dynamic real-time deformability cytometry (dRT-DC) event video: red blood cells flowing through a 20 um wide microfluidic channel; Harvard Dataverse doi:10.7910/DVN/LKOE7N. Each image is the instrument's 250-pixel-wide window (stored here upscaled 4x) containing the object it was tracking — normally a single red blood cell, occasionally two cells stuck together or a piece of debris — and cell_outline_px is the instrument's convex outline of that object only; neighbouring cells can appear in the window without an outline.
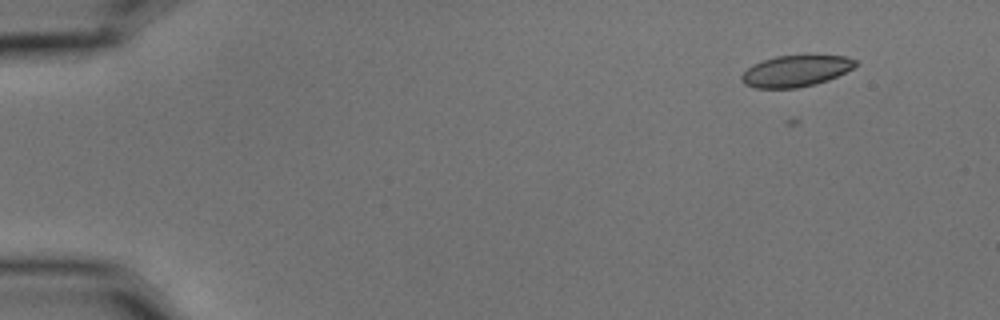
{"species": "common noctule bat (a hibernating species)", "species_latin": "Nyctalus noctula", "temperature_condition": "cold", "stored_images_in_passage": 6, "camera_frame_rate_fps": 3000, "um_per_image_px": 0.085, "animal": {"sex": "male", "body_mass_g": 15.6}, "frame": {"image": 1, "passage_image": 2, "time_ms": 0.333, "image_size_px": [1000, 320], "cell_outline_px": [[856, 64], [852, 68], [828, 80], [816, 84], [796, 88], [756, 88], [744, 84], [740, 80], [740, 76], [752, 64], [776, 56], [844, 56], [856, 60]], "centroid_in_image_um": [67.59, 6.05], "position_along_channel_um": 17.4, "area_um2": 20.52}}
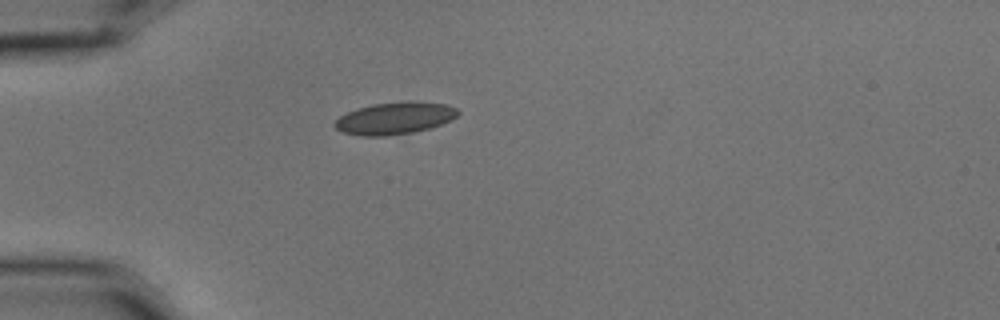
{"frame": {"image": 2, "passage_image": 5, "time_ms": 1.333, "image_size_px": [1000, 320], "cell_outline_px": [[460, 112], [452, 120], [428, 128], [412, 132], [384, 136], [360, 136], [344, 132], [336, 128], [332, 124], [340, 116], [356, 108], [372, 104], [408, 100], [412, 100], [448, 104], [456, 108]], "centroid_in_image_um": [33.56, 10.02], "position_along_channel_um": 51.4, "area_um2": 23.18}}